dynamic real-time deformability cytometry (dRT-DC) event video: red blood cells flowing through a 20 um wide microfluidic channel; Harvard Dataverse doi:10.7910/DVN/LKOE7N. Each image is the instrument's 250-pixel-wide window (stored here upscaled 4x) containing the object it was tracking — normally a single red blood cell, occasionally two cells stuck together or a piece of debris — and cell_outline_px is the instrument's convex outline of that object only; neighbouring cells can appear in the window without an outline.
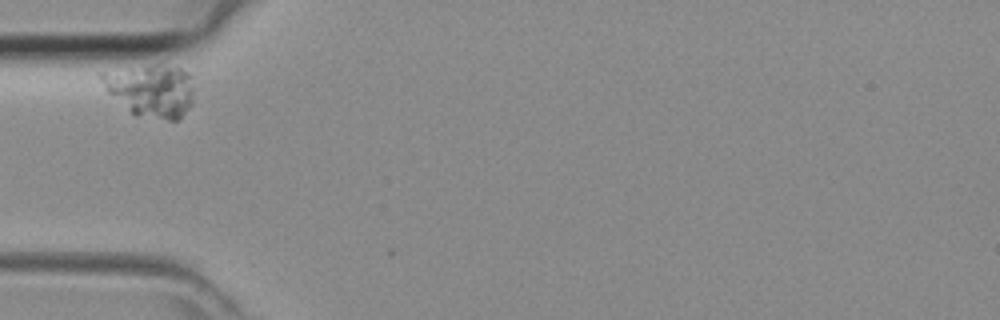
{"species": "common noctule bat (a hibernating species)", "species_latin": "Nyctalus noctula", "temperature_condition": "room temperature", "stored_images_in_passage": 2, "camera_frame_rate_fps": 3000, "um_per_image_px": 0.085, "animal": {"sex": "female", "body_mass_g": 29.2, "forearm_length_mm": 56.3}, "frame": {"image": 1, "passage_image": 1, "time_ms": 0.0, "image_size_px": [1000, 320], "cell_outline_px": [[192, 104], [176, 120], [168, 120], [136, 116], [108, 92], [100, 80], [96, 72], [152, 64], [160, 64], [180, 68], [188, 72], [192, 88]], "centroid_in_image_um": [12.79, 7.65], "position_along_channel_um": 72.2, "area_um2": 28.26}}